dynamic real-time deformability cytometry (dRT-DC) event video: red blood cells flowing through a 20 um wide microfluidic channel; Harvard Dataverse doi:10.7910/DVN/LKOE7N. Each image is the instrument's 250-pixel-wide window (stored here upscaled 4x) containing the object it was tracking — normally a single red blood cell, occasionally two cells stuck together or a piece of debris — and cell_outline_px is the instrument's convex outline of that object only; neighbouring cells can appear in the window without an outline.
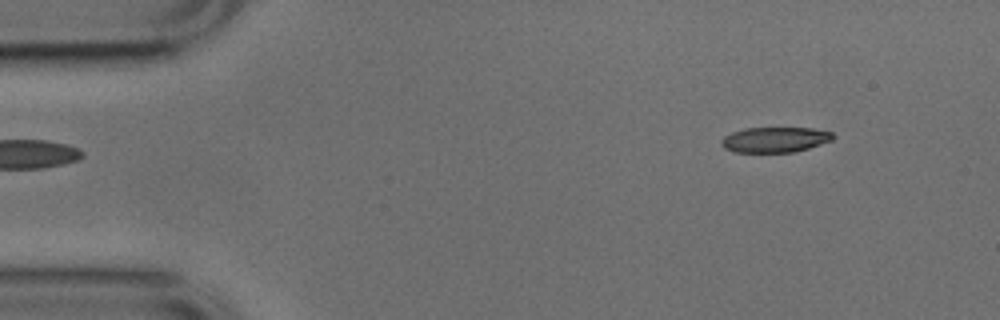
{"species": "common noctule bat (a hibernating species)", "species_latin": "Nyctalus noctula", "temperature_condition": "cold", "stored_images_in_passage": 47, "camera_frame_rate_fps": 3000, "um_per_image_px": 0.085, "animal": {"sex": "male", "body_mass_g": 17.9, "forearm_length_mm": 54.2}, "frame": {"image": 1, "passage_image": 1, "time_ms": 0.0, "image_size_px": [1000, 320], "cell_outline_px": [[836, 136], [832, 140], [808, 148], [792, 152], [736, 152], [724, 148], [720, 144], [720, 140], [724, 136], [732, 132], [744, 128], [812, 128], [832, 132]], "centroid_in_image_um": [65.85, 11.86], "position_along_channel_um": 19.1, "area_um2": 16.47}}
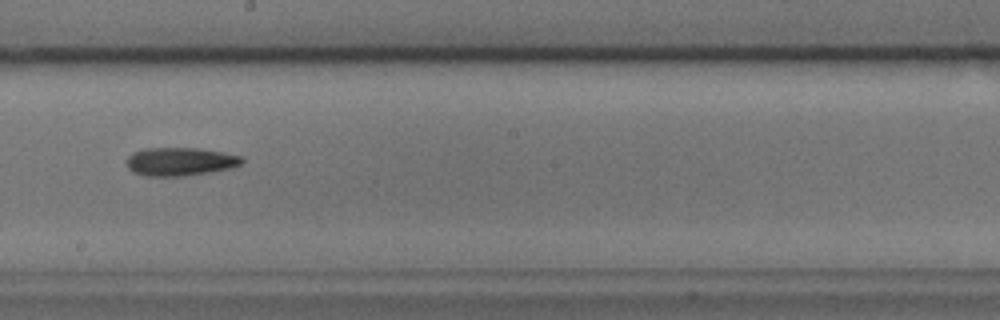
{"frame": {"image": 2, "passage_image": 24, "time_ms": 7.667, "image_size_px": [1000, 320], "cell_outline_px": [[244, 160], [240, 164], [232, 168], [184, 176], [144, 176], [132, 172], [128, 168], [124, 160], [132, 152], [144, 148], [196, 148], [224, 152], [240, 156]], "centroid_in_image_um": [15.25, 13.73], "position_along_channel_um": 233.0, "area_um2": 19.19}}
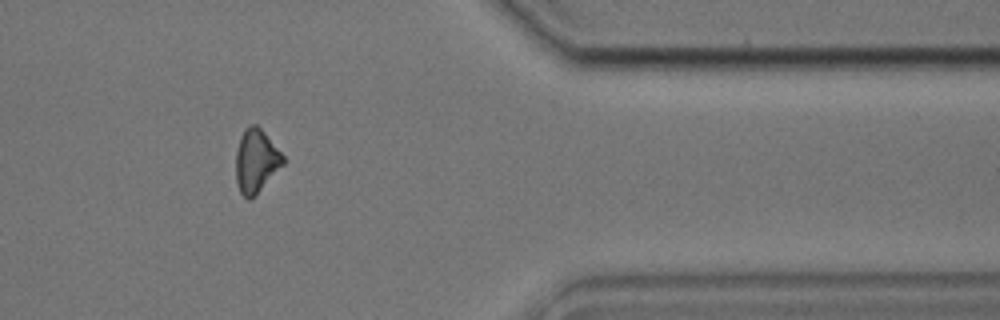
{"frame": {"image": 3, "passage_image": 38, "time_ms": 12.333, "image_size_px": [1000, 320], "cell_outline_px": [[284, 164], [248, 200], [240, 192], [236, 184], [236, 152], [240, 136], [244, 128], [252, 124], [256, 124], [264, 132], [284, 156]], "centroid_in_image_um": [21.74, 13.63], "position_along_channel_um": 389.7, "area_um2": 17.05}, "authors_computed_cell_mechanics": {"area_um2": 18.207, "velocity_mm_per_s": 3.8304, "shape_relaxation_time_tau1_ms": 6.74, "shape_relaxation_time_tau2_ms": 6.5601, "deformation_change_tau1": 0.1627, "deformation_change_tau2": 0.1854}}